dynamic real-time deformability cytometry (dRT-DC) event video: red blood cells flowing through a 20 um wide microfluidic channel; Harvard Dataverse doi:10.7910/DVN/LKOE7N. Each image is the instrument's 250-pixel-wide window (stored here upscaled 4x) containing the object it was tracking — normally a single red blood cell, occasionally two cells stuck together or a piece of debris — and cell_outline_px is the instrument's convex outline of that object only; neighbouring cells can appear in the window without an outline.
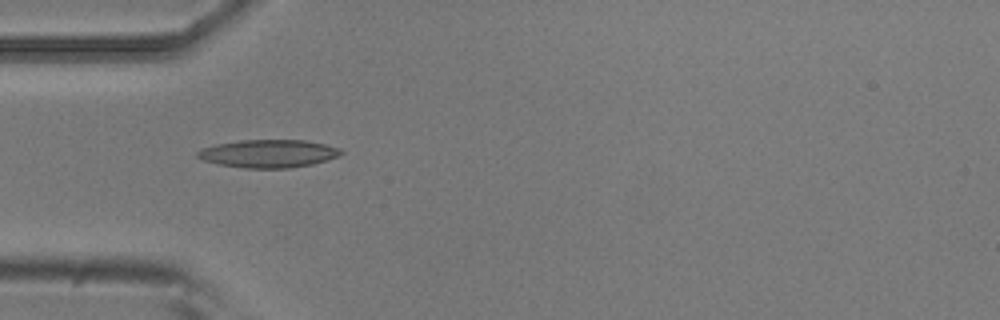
{"species": "common noctule bat (a hibernating species)", "species_latin": "Nyctalus noctula", "temperature_condition": "room temperature", "stored_images_in_passage": 53, "camera_frame_rate_fps": 3000, "um_per_image_px": 0.085, "animal": {"sex": "male", "body_mass_g": 20.5, "forearm_length_mm": 52.5}, "frame": {"image": 1, "passage_image": 16, "time_ms": 5.0, "image_size_px": [1000, 320], "cell_outline_px": [[344, 152], [340, 156], [328, 160], [312, 164], [288, 168], [244, 168], [220, 164], [204, 160], [196, 156], [196, 152], [200, 148], [216, 144], [240, 140], [304, 140], [324, 144], [340, 148]], "centroid_in_image_um": [22.83, 13.05], "position_along_channel_um": 62.2, "area_um2": 23.41}}
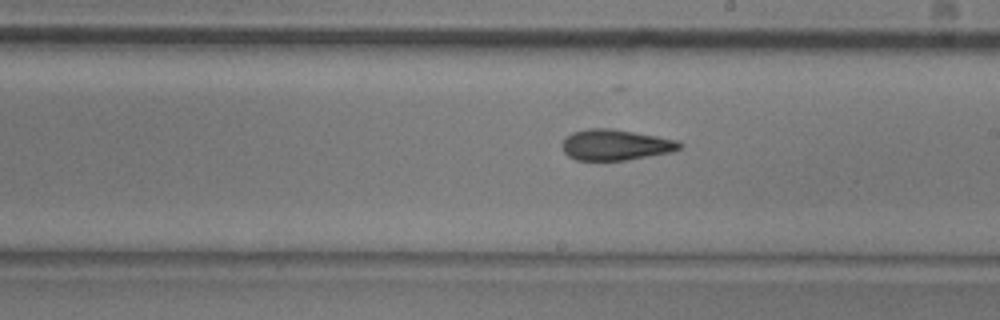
{"frame": {"image": 2, "passage_image": 30, "time_ms": 9.667, "image_size_px": [1000, 320], "cell_outline_px": [[680, 148], [672, 152], [624, 160], [576, 160], [568, 156], [564, 152], [564, 140], [572, 132], [588, 128], [608, 128], [656, 136], [676, 140], [680, 144]], "centroid_in_image_um": [52.3, 12.31], "position_along_channel_um": 236.7, "area_um2": 20.63}}
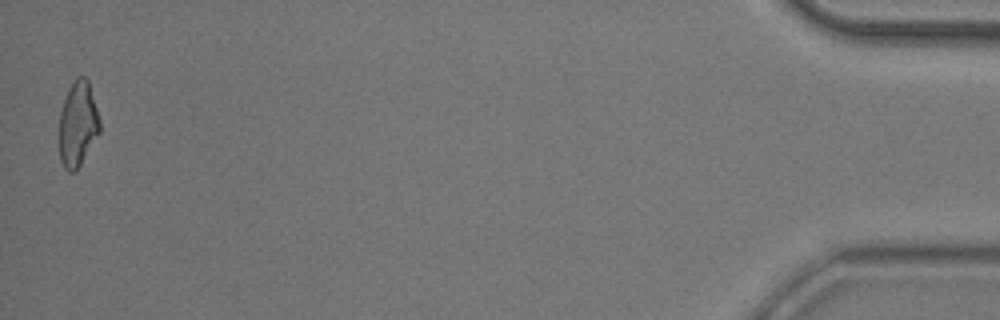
{"frame": {"image": 3, "passage_image": 53, "time_ms": 17.333, "image_size_px": [1000, 320], "cell_outline_px": [[100, 132], [76, 172], [68, 172], [64, 168], [60, 160], [60, 112], [68, 88], [76, 76], [84, 76], [88, 80], [100, 120]], "centroid_in_image_um": [6.62, 10.55], "position_along_channel_um": 428.6, "area_um2": 20.11}, "authors_computed_cell_mechanics": {"area_um2": 20.9814, "velocity_mm_per_s": 3.7421, "shape_relaxation_time_tau1_ms": null, "shape_relaxation_time_tau2_ms": 3.915, "deformation_change_tau1": null, "deformation_change_tau2": 0.1395}}